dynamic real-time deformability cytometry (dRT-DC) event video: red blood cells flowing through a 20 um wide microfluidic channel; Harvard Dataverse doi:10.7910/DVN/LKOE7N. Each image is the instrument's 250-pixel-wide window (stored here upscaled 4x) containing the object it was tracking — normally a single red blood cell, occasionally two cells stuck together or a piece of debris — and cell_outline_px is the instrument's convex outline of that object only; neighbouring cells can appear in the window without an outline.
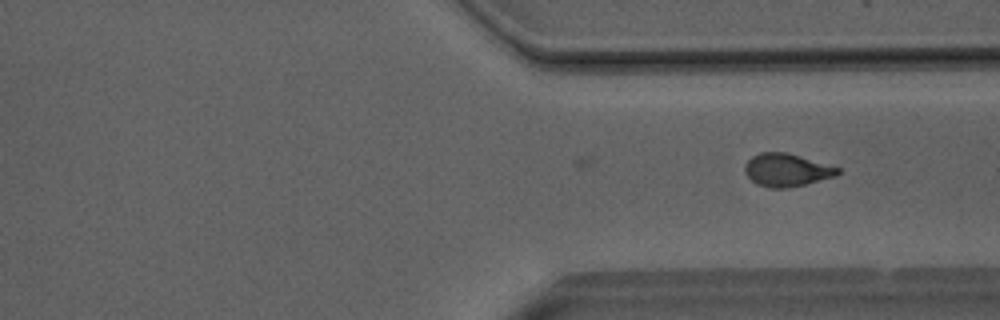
{"species": "Egyptian fruit bat (a non-hibernating species)", "species_latin": "Rousettus aegyptiacus", "temperature_condition": "room temperature", "stored_images_in_passage": 36, "camera_frame_rate_fps": 3000, "um_per_image_px": 0.085, "animal": {"sex": "male"}, "frame": {"image": 1, "passage_image": 36, "time_ms": 11.667, "image_size_px": [1000, 320], "cell_outline_px": [[840, 172], [836, 176], [788, 188], [768, 188], [756, 184], [744, 172], [744, 164], [752, 156], [760, 152], [784, 152], [800, 156], [840, 168]], "centroid_in_image_um": [66.83, 14.45], "position_along_channel_um": 344.6, "area_um2": 17.74}}